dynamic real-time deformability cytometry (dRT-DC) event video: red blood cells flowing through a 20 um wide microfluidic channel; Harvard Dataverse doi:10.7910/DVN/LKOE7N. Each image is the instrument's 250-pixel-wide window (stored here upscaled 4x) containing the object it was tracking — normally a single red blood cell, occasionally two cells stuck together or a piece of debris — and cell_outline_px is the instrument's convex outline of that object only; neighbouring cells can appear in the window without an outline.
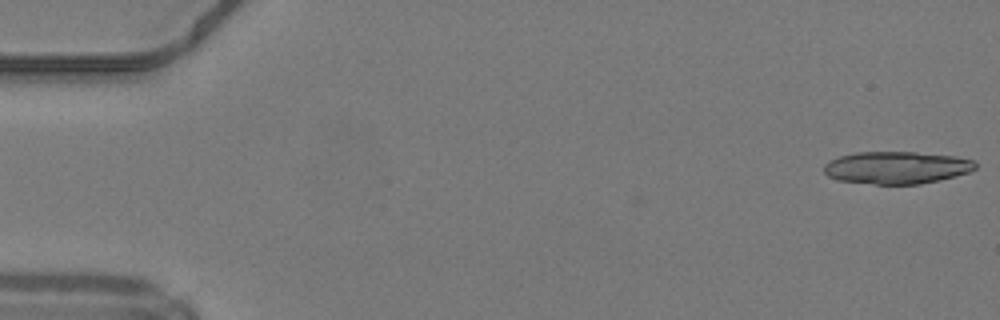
{"species": "common noctule bat (a hibernating species)", "species_latin": "Nyctalus noctula", "temperature_condition": "warm", "stored_images_in_passage": 15, "camera_frame_rate_fps": 3000, "um_per_image_px": 0.085, "animal": {"sex": "male", "body_mass_g": 19.2, "forearm_length_mm": 51.8}, "frame": {"image": 1, "passage_image": 1, "time_ms": 0.0, "image_size_px": [1000, 320], "cell_outline_px": [[976, 168], [968, 172], [956, 176], [920, 184], [876, 184], [836, 180], [828, 176], [824, 172], [824, 164], [828, 160], [840, 156], [856, 152], [916, 152], [956, 156], [972, 160], [976, 164]], "centroid_in_image_um": [76.18, 14.24], "position_along_channel_um": 8.8, "area_um2": 28.61}}